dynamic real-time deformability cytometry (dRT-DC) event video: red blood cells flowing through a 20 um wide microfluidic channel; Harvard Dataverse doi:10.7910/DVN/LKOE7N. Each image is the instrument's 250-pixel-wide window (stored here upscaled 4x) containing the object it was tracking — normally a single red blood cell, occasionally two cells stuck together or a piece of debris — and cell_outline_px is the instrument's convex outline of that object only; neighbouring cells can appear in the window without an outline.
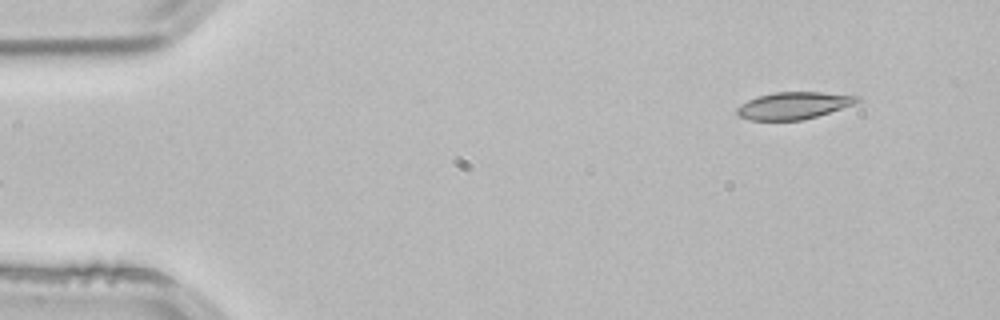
{"species": "common noctule bat (a hibernating species)", "species_latin": "Nyctalus noctula", "temperature_condition": "room temperature", "stored_images_in_passage": 3, "segment_of_instrument_passage": [2, 2], "camera_frame_rate_fps": 3000, "um_per_image_px": 0.085, "animal": {"sex": "male", "body_mass_g": 21.5, "forearm_length_mm": 52.0}, "frame": {"image": 1, "passage_image": 3, "time_ms": 0.667, "image_size_px": [1000, 320], "cell_outline_px": [[860, 100], [852, 104], [816, 116], [800, 120], [748, 120], [740, 116], [736, 112], [736, 108], [740, 104], [756, 96], [776, 92], [820, 92], [860, 96]], "centroid_in_image_um": [67.4, 8.96], "position_along_channel_um": 17.6, "area_um2": 18.73}}